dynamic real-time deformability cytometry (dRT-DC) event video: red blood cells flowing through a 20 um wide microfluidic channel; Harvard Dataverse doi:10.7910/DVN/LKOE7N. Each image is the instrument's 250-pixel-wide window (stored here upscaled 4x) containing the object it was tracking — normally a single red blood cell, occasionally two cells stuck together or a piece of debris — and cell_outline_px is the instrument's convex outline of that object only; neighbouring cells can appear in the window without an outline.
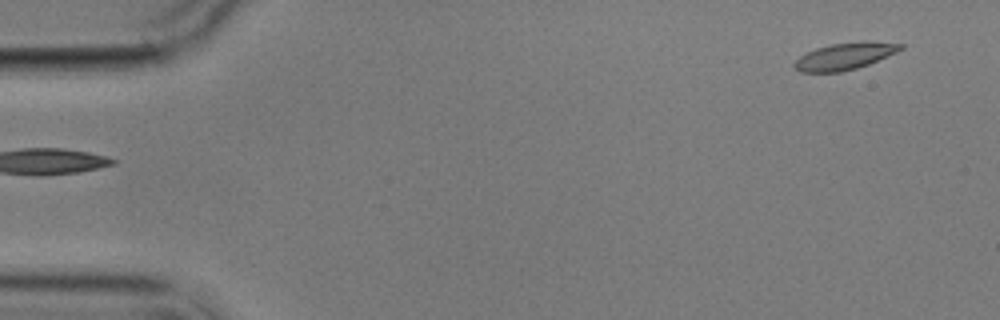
{"species": "common noctule bat (a hibernating species)", "species_latin": "Nyctalus noctula", "temperature_condition": "cold", "stored_images_in_passage": 3, "segment_of_instrument_passage": [2, 2], "camera_frame_rate_fps": 3000, "um_per_image_px": 0.085, "animal": {"sex": "male", "body_mass_g": 17.9}, "frame": {"image": 1, "passage_image": 3, "time_ms": 2.333, "image_size_px": [1000, 320], "cell_outline_px": [[904, 48], [896, 52], [868, 64], [856, 68], [840, 72], [800, 72], [792, 64], [800, 56], [816, 48], [832, 44], [904, 44]], "centroid_in_image_um": [71.69, 4.84], "position_along_channel_um": 13.3, "area_um2": 15.49}}